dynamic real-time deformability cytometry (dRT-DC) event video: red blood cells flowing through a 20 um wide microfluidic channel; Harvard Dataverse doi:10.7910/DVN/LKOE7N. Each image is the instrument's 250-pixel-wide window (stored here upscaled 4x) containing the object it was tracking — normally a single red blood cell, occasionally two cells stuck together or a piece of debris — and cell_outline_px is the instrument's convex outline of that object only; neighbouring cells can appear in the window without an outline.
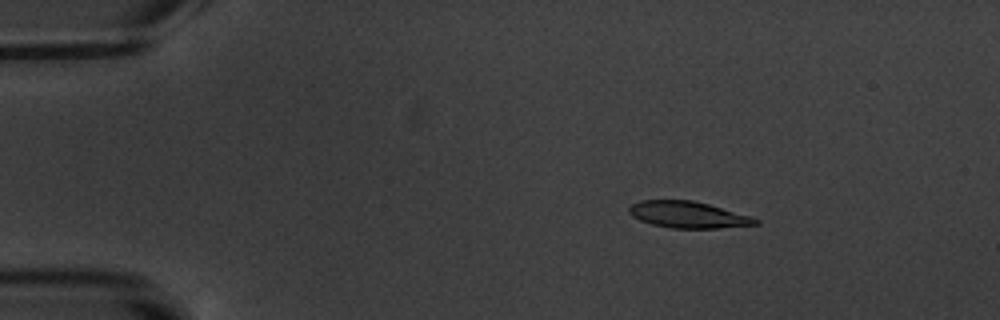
{"species": "common noctule bat (a hibernating species)", "species_latin": "Nyctalus noctula", "temperature_condition": "warm", "stored_images_in_passage": 5, "camera_frame_rate_fps": 3000, "um_per_image_px": 0.085, "animal": {"sex": "male", "body_mass_g": 20.1, "forearm_length_mm": 53.5}, "frame": {"image": 1, "passage_image": 3, "time_ms": 2.333, "image_size_px": [1000, 320], "cell_outline_px": [[760, 224], [720, 228], [672, 228], [652, 224], [640, 220], [632, 216], [628, 212], [628, 208], [632, 204], [640, 200], [692, 200], [708, 204], [752, 216], [760, 220]], "centroid_in_image_um": [58.5, 18.25], "position_along_channel_um": 26.5, "area_um2": 19.59}}